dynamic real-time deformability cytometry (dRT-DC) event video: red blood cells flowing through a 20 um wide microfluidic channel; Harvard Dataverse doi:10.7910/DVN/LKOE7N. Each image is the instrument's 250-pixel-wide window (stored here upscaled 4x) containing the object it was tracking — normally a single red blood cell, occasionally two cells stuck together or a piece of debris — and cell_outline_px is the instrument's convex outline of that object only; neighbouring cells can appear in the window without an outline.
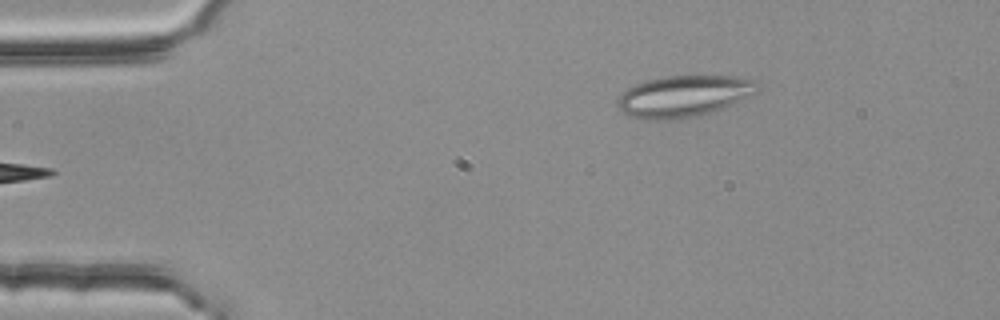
{"species": "common noctule bat (a hibernating species)", "species_latin": "Nyctalus noctula", "temperature_condition": "room temperature", "stored_images_in_passage": 4, "camera_frame_rate_fps": 3000, "um_per_image_px": 0.085, "animal": {"sex": "female", "body_mass_g": 25.1}, "frame": {"image": 1, "passage_image": 4, "time_ms": 1.0, "image_size_px": [1000, 320], "cell_outline_px": [[760, 88], [756, 92], [732, 104], [712, 112], [692, 116], [664, 120], [644, 120], [628, 116], [616, 104], [620, 96], [628, 88], [636, 84], [648, 80], [664, 76], [736, 76], [756, 80], [760, 84]], "centroid_in_image_um": [58.13, 8.17], "position_along_channel_um": 26.9, "area_um2": 33.58}}